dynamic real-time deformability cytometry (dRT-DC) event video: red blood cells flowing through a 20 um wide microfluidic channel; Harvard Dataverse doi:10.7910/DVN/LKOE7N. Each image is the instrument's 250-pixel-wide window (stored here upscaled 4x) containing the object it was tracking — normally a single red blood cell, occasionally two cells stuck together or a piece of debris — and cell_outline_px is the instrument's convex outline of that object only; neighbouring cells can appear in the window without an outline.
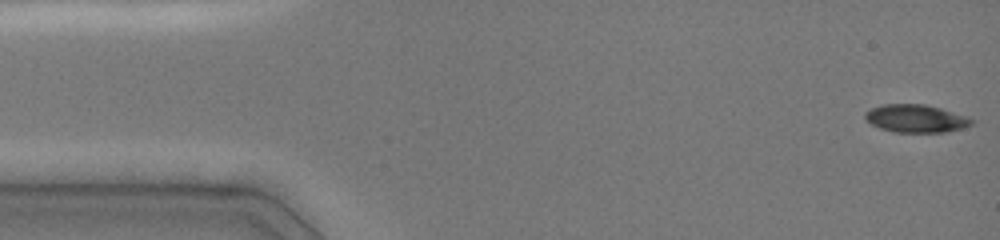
{"species": "common noctule bat (a hibernating species)", "species_latin": "Nyctalus noctula", "temperature_condition": "cold", "stored_images_in_passage": 47, "camera_frame_rate_fps": 3000, "um_per_image_px": 0.085, "animal": {"sex": "female", "body_mass_g": 19.0, "forearm_length_mm": 51.5}, "frame": {"image": 1, "passage_image": 1, "time_ms": 0.0, "image_size_px": [1000, 240], "cell_outline_px": [[976, 120], [972, 124], [948, 132], [892, 132], [880, 128], [864, 120], [864, 112], [880, 104], [924, 104], [940, 108]], "centroid_in_image_um": [77.79, 10.07], "position_along_channel_um": 7.2, "area_um2": 17.28}}
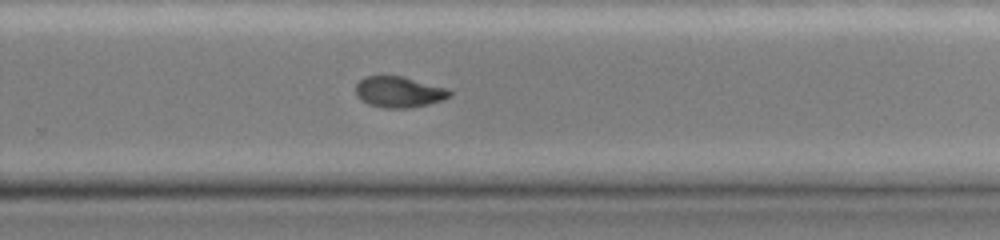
{"frame": {"image": 2, "passage_image": 32, "time_ms": 10.0, "image_size_px": [1000, 240], "cell_outline_px": [[452, 96], [444, 100], [428, 104], [408, 108], [384, 108], [368, 104], [360, 100], [356, 96], [356, 84], [364, 76], [400, 76], [448, 88], [452, 92]], "centroid_in_image_um": [33.91, 7.83], "position_along_channel_um": 295.9, "area_um2": 17.05}}
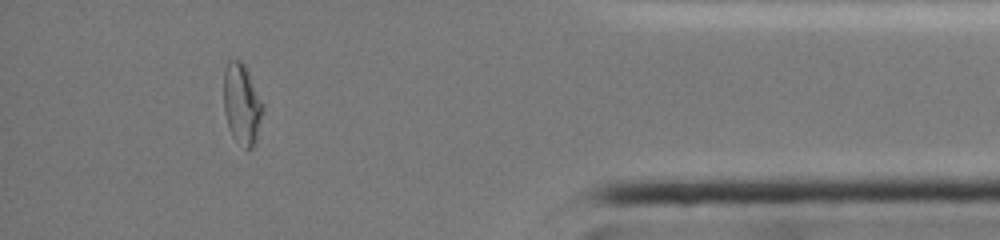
{"frame": {"image": 3, "passage_image": 42, "time_ms": 13.667, "image_size_px": [1000, 240], "cell_outline_px": [[264, 108], [256, 144], [252, 148], [244, 148], [232, 136], [228, 128], [224, 112], [224, 72], [228, 60], [240, 60], [244, 64], [264, 104]], "centroid_in_image_um": [20.57, 8.88], "position_along_channel_um": 414.6, "area_um2": 18.61}, "authors_computed_cell_mechanics": {"area_um2": 18.207, "velocity_mm_per_s": 4.0721, "shape_relaxation_time_tau1_ms": null, "shape_relaxation_time_tau2_ms": 2.1561, "deformation_change_tau1": null, "deformation_change_tau2": 0.0563}}